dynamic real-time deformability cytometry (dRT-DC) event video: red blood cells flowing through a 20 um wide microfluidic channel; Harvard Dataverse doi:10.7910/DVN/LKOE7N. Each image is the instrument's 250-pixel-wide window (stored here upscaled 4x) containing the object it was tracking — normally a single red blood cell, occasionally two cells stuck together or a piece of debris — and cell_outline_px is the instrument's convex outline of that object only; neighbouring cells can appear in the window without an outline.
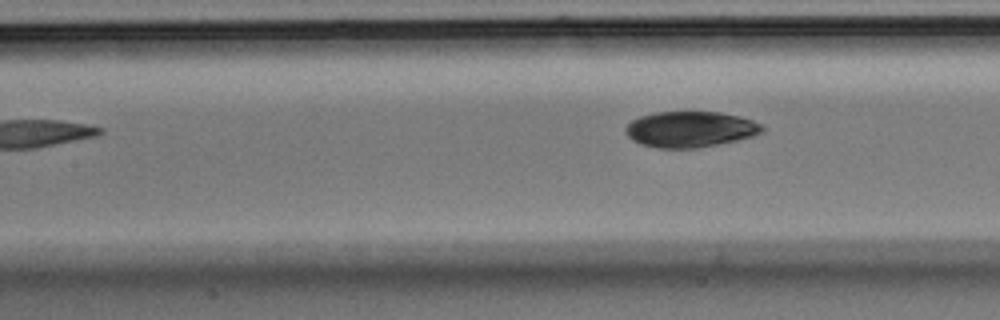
{"species": "Egyptian fruit bat (a non-hibernating species)", "species_latin": "Rousettus aegyptiacus", "temperature_condition": "room temperature", "stored_images_in_passage": 6, "camera_frame_rate_fps": 3000, "um_per_image_px": 0.085, "animal": {"sex": "male"}, "frame": {"image": 1, "passage_image": 6, "time_ms": 1.667, "image_size_px": [1000, 320], "cell_outline_px": [[764, 132], [752, 136], [736, 140], [696, 148], [656, 148], [640, 144], [632, 140], [624, 132], [624, 128], [632, 120], [640, 116], [656, 112], [720, 112], [740, 116], [764, 124]], "centroid_in_image_um": [58.67, 10.98], "position_along_channel_um": 148.7, "area_um2": 28.67}}